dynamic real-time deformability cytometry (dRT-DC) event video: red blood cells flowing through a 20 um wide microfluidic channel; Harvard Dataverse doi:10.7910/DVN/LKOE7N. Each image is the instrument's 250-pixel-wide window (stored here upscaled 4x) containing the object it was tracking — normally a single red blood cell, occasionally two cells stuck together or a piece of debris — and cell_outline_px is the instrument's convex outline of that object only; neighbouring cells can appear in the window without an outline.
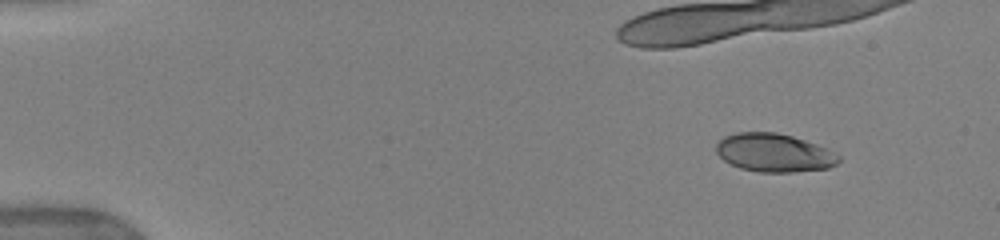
{"species": "human", "species_latin": "Homo sapiens", "temperature_condition": "warm", "stored_images_in_passage": 26, "camera_frame_rate_fps": 3000, "um_per_image_px": 0.085, "donor": {"sex": "female"}, "frame": {"image": 1, "passage_image": 5, "time_ms": 1.667, "image_size_px": [1000, 240], "cell_outline_px": [[840, 160], [836, 164], [828, 168], [792, 172], [760, 172], [740, 168], [724, 160], [716, 152], [716, 144], [724, 136], [736, 132], [776, 132], [792, 136], [816, 144], [840, 156]], "centroid_in_image_um": [65.77, 12.98], "position_along_channel_um": 19.2, "area_um2": 27.17}, "authors_computed_cell_mechanics": {"area_um2": 28.4376, "velocity_mm_per_s": 3.9179, "shape_relaxation_time_tau1_ms": 10.2791, "shape_relaxation_time_tau2_ms": 0.804, "deformation_change_tau1": 0.2255, "deformation_change_tau2": 0.0663}}